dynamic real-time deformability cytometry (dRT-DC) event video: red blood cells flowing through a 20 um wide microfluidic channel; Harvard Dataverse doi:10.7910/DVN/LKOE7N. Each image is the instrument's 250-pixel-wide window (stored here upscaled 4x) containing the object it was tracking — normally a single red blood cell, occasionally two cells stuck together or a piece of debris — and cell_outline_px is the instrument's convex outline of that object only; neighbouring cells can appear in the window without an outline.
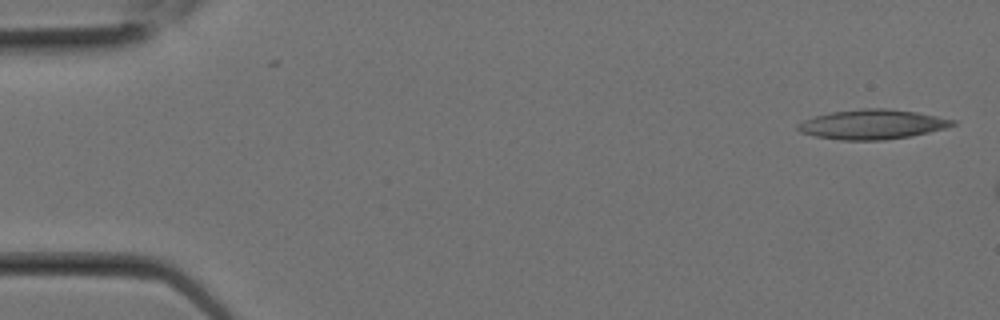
{"species": "Egyptian fruit bat (a non-hibernating species)", "species_latin": "Rousettus aegyptiacus", "temperature_condition": "room temperature", "stored_images_in_passage": 2, "camera_frame_rate_fps": 3000, "um_per_image_px": 0.085, "animal": {"sex": "female"}, "frame": {"image": 1, "passage_image": 2, "time_ms": 0.333, "image_size_px": [1000, 320], "cell_outline_px": [[956, 124], [944, 128], [928, 132], [908, 136], [884, 140], [840, 140], [816, 136], [800, 132], [796, 128], [796, 124], [804, 120], [816, 116], [832, 112], [860, 108], [884, 108], [916, 112], [956, 120]], "centroid_in_image_um": [74.12, 10.57], "position_along_channel_um": 10.9, "area_um2": 26.53}}